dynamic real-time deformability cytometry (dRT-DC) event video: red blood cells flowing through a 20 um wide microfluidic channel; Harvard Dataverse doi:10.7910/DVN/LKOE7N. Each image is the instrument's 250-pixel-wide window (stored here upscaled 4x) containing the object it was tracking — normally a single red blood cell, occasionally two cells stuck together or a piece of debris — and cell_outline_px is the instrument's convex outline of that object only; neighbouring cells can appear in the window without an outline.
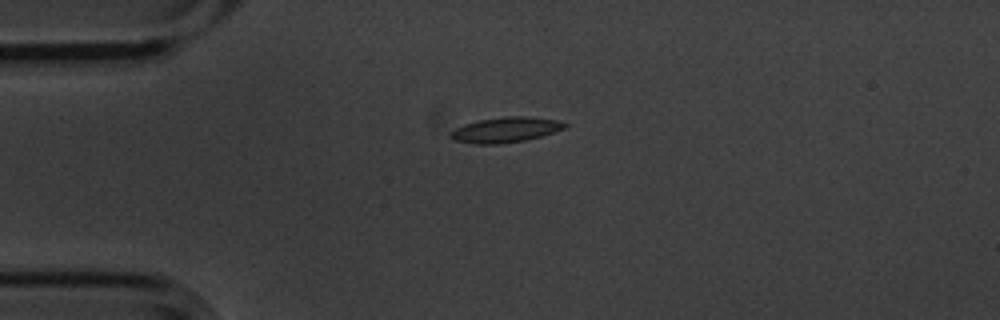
{"species": "common noctule bat (a hibernating species)", "species_latin": "Nyctalus noctula", "temperature_condition": "cold", "stored_images_in_passage": 2, "camera_frame_rate_fps": 3000, "um_per_image_px": 0.085, "animal": {"sex": "male", "body_mass_g": 20.1, "forearm_length_mm": 53.5}, "frame": {"image": 1, "passage_image": 1, "time_ms": 0.0, "image_size_px": [1000, 320], "cell_outline_px": [[568, 124], [564, 128], [540, 136], [524, 140], [500, 144], [476, 144], [452, 140], [448, 136], [448, 132], [464, 124], [480, 120], [504, 116], [524, 116], [556, 120]], "centroid_in_image_um": [42.89, 11.04], "position_along_channel_um": 42.1, "area_um2": 16.7}}